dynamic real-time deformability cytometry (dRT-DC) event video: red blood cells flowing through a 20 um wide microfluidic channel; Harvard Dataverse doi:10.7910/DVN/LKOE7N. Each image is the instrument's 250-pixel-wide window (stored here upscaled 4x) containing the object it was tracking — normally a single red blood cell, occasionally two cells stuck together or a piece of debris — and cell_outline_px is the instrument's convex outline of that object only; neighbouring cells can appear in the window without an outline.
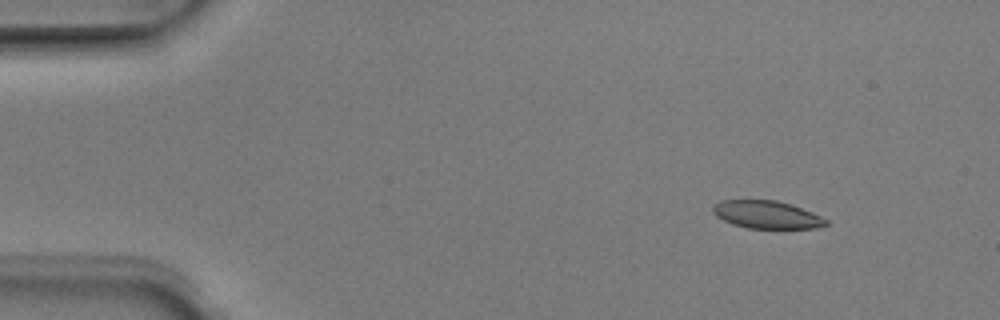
{"species": "Egyptian fruit bat (a non-hibernating species)", "species_latin": "Rousettus aegyptiacus", "temperature_condition": "room temperature", "stored_images_in_passage": 6, "camera_frame_rate_fps": 3000, "um_per_image_px": 0.085, "animal": {"sex": "male"}, "frame": {"image": 1, "passage_image": 2, "time_ms": 0.333, "image_size_px": [1000, 320], "cell_outline_px": [[828, 224], [816, 228], [748, 228], [732, 224], [716, 216], [712, 212], [712, 204], [720, 200], [776, 200], [792, 204], [812, 212], [828, 220]], "centroid_in_image_um": [65.15, 18.23], "position_along_channel_um": 19.9, "area_um2": 18.38}}
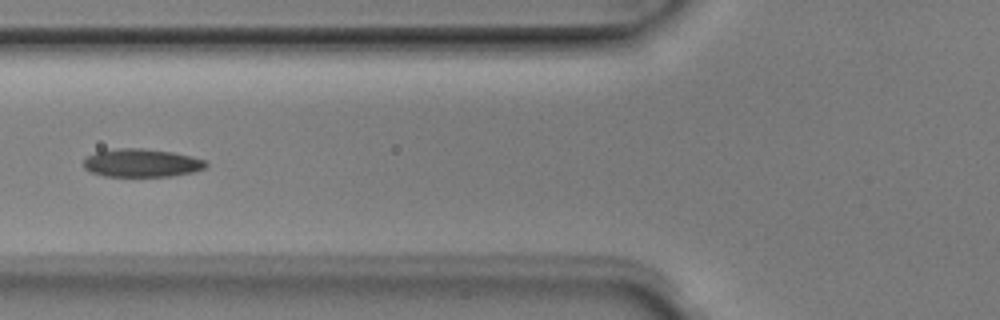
{"frame": {"image": 2, "passage_image": 6, "time_ms": 1.667, "image_size_px": [1000, 320], "cell_outline_px": [[208, 164], [204, 168], [192, 172], [172, 176], [104, 176], [92, 172], [84, 168], [84, 160], [88, 156], [96, 152], [116, 148], [140, 148], [172, 152], [204, 160]], "centroid_in_image_um": [12.01, 13.85], "position_along_channel_um": 113.8, "area_um2": 19.83}}